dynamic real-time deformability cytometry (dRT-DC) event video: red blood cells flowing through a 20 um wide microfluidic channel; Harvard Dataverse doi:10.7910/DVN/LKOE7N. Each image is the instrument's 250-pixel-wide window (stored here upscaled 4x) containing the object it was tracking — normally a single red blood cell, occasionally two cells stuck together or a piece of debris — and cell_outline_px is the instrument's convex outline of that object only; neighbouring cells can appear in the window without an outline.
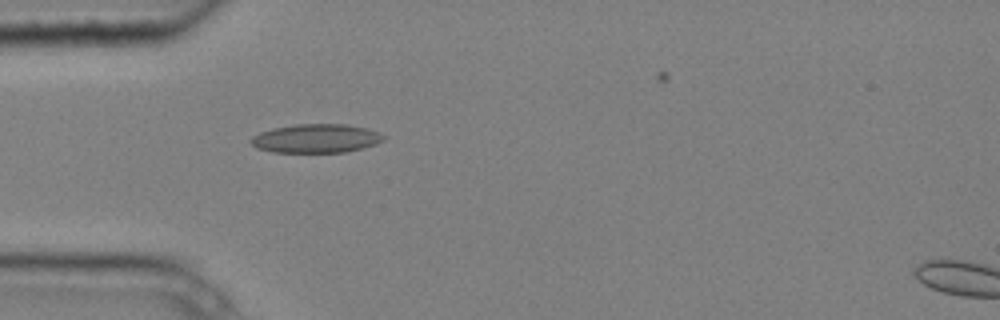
{"species": "common noctule bat (a hibernating species)", "species_latin": "Nyctalus noctula", "temperature_condition": "cold", "stored_images_in_passage": 2, "camera_frame_rate_fps": 3000, "um_per_image_px": 0.085, "animal": {"sex": "male", "body_mass_g": 20.4}, "frame": {"image": 1, "passage_image": 1, "time_ms": 0.0, "image_size_px": [1000, 320], "cell_outline_px": [[388, 136], [384, 140], [376, 144], [348, 152], [272, 152], [256, 148], [248, 140], [252, 136], [260, 132], [272, 128], [296, 124], [348, 124], [364, 128]], "centroid_in_image_um": [26.85, 11.77], "position_along_channel_um": 58.2, "area_um2": 22.37}}